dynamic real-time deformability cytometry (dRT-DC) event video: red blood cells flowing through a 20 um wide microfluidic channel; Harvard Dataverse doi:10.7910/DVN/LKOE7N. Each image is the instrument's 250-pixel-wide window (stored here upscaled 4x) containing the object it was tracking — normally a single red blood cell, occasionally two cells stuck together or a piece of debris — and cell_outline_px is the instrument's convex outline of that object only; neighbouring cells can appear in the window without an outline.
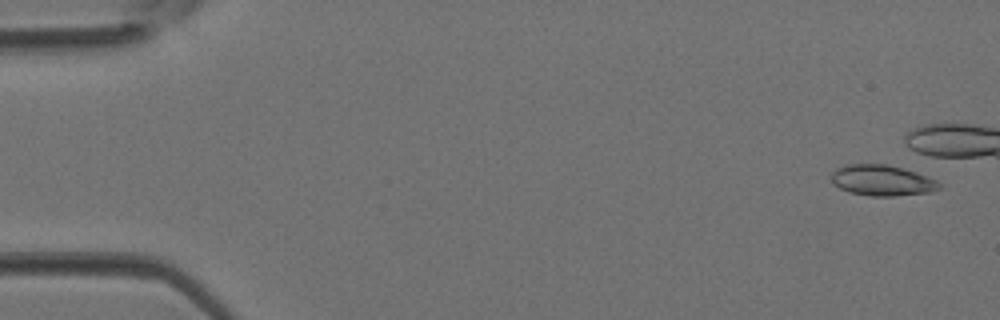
{"species": "Egyptian fruit bat (a non-hibernating species)", "species_latin": "Rousettus aegyptiacus", "temperature_condition": "room temperature", "stored_images_in_passage": 6, "camera_frame_rate_fps": 3000, "um_per_image_px": 0.085, "animal": {"sex": "female"}, "frame": {"image": 1, "passage_image": 1, "time_ms": 0.0, "image_size_px": [1000, 320], "cell_outline_px": [[944, 188], [928, 192], [896, 196], [872, 196], [848, 192], [832, 184], [832, 172], [836, 168], [844, 164], [888, 164], [904, 168], [916, 172], [936, 180]], "centroid_in_image_um": [74.97, 15.33], "position_along_channel_um": 10.0, "area_um2": 19.54}}
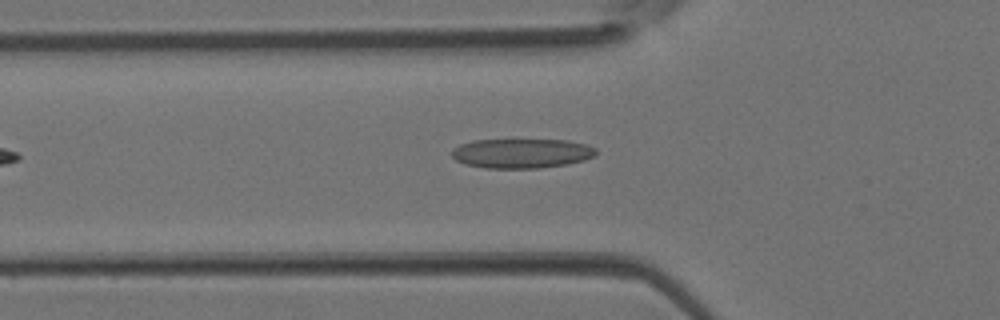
{"frame": {"image": 2, "passage_image": 6, "time_ms": 1.667, "image_size_px": [1000, 320], "cell_outline_px": [[596, 156], [584, 160], [568, 164], [540, 168], [484, 168], [464, 164], [456, 160], [452, 156], [452, 148], [460, 144], [472, 140], [568, 140], [588, 144], [596, 148]], "centroid_in_image_um": [44.35, 13.03], "position_along_channel_um": 81.5, "area_um2": 25.09}}